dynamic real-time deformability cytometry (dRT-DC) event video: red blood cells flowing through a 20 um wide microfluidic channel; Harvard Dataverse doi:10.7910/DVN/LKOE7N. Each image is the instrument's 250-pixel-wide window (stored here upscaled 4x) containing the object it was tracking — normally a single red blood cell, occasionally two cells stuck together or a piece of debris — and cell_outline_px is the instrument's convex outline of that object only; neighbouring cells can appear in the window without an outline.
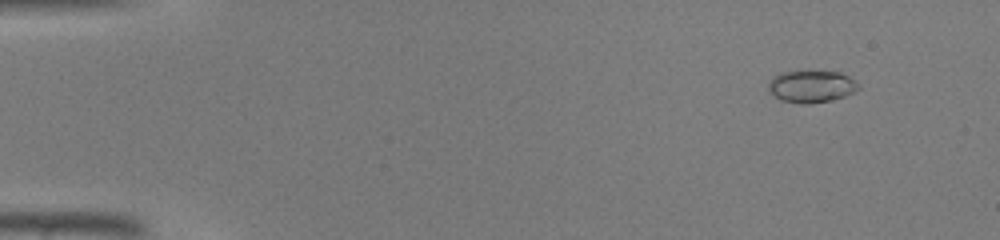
{"species": "common noctule bat (a hibernating species)", "species_latin": "Nyctalus noctula", "temperature_condition": "warm", "stored_images_in_passage": 46, "camera_frame_rate_fps": 3000, "um_per_image_px": 0.085, "animal": {"sex": "male", "body_mass_g": 19.0, "forearm_length_mm": 50.8}, "frame": {"image": 1, "passage_image": 5, "time_ms": 1.333, "image_size_px": [1000, 240], "cell_outline_px": [[860, 88], [856, 92], [832, 100], [808, 104], [800, 104], [780, 100], [768, 88], [768, 84], [780, 72], [808, 68], [840, 72], [848, 76], [860, 84]], "centroid_in_image_um": [69.01, 7.3], "position_along_channel_um": 16.0, "area_um2": 17.51}}
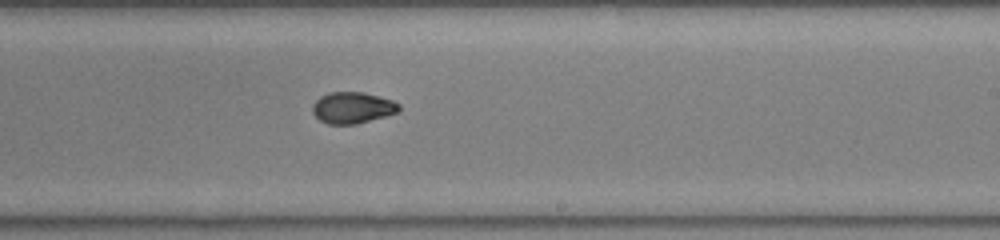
{"frame": {"image": 2, "passage_image": 29, "time_ms": 9.333, "image_size_px": [1000, 240], "cell_outline_px": [[400, 108], [396, 112], [384, 116], [356, 124], [328, 124], [320, 120], [312, 112], [312, 104], [320, 96], [328, 92], [364, 92], [392, 100], [400, 104]], "centroid_in_image_um": [29.93, 9.14], "position_along_channel_um": 259.1, "area_um2": 15.72}}
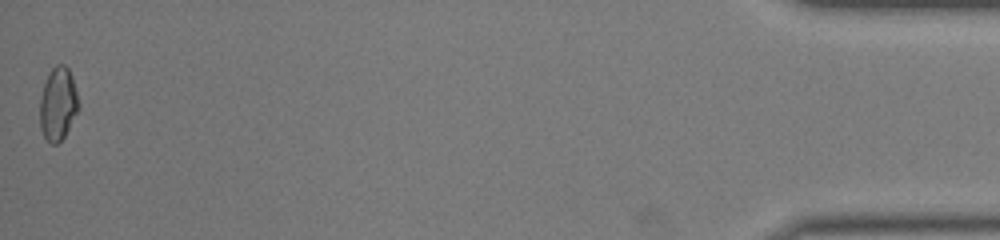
{"frame": {"image": 3, "passage_image": 46, "time_ms": 15.0, "image_size_px": [1000, 240], "cell_outline_px": [[80, 108], [64, 136], [56, 144], [52, 144], [44, 136], [40, 128], [40, 96], [44, 84], [52, 68], [56, 64], [64, 64], [68, 68], [72, 76], [80, 104]], "centroid_in_image_um": [4.94, 8.82], "position_along_channel_um": 430.3, "area_um2": 16.47}}